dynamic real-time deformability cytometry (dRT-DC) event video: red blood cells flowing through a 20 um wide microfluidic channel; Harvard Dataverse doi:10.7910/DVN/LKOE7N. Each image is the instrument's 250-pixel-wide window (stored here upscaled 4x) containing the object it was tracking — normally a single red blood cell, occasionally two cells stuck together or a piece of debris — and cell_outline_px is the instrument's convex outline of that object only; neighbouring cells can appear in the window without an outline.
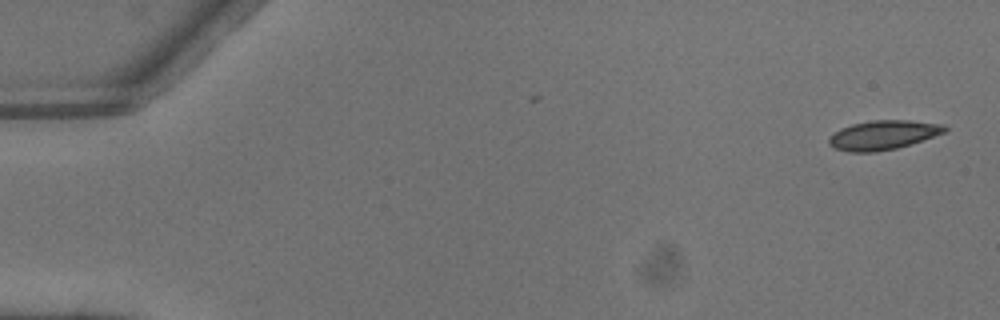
{"species": "common noctule bat (a hibernating species)", "species_latin": "Nyctalus noctula", "temperature_condition": "warm", "stored_images_in_passage": 3, "camera_frame_rate_fps": 3000, "um_per_image_px": 0.085, "animal": {"sex": "male", "body_mass_g": 13.3}, "frame": {"image": 1, "passage_image": 1, "time_ms": 0.0, "image_size_px": [1000, 320], "cell_outline_px": [[948, 128], [944, 132], [896, 148], [876, 152], [848, 152], [832, 148], [828, 144], [828, 140], [840, 128], [852, 124], [872, 120], [908, 120], [944, 124]], "centroid_in_image_um": [75.02, 11.47], "position_along_channel_um": 10.0, "area_um2": 19.54}}